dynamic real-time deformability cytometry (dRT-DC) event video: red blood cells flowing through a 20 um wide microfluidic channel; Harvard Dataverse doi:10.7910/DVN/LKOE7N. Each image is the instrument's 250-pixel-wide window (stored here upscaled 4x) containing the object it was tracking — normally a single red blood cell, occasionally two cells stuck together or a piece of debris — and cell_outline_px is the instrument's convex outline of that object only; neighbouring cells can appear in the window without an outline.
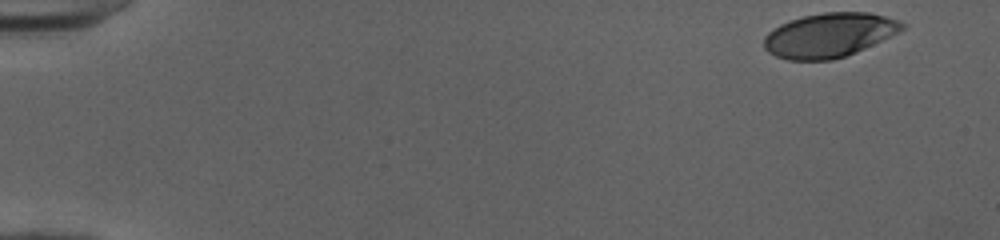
{"species": "human", "species_latin": "Homo sapiens", "temperature_condition": "cold", "stored_images_in_passage": 49, "camera_frame_rate_fps": 3000, "um_per_image_px": 0.085, "donor": {"sex": "female"}, "frame": {"image": 1, "passage_image": 1, "time_ms": 0.0, "image_size_px": [1000, 240], "cell_outline_px": [[908, 24], [900, 32], [864, 48], [844, 56], [832, 60], [788, 60], [776, 56], [768, 52], [764, 48], [764, 36], [768, 32], [780, 24], [788, 20], [804, 16], [824, 12], [868, 12], [900, 20]], "centroid_in_image_um": [70.49, 2.98], "position_along_channel_um": 14.5, "area_um2": 35.66}}
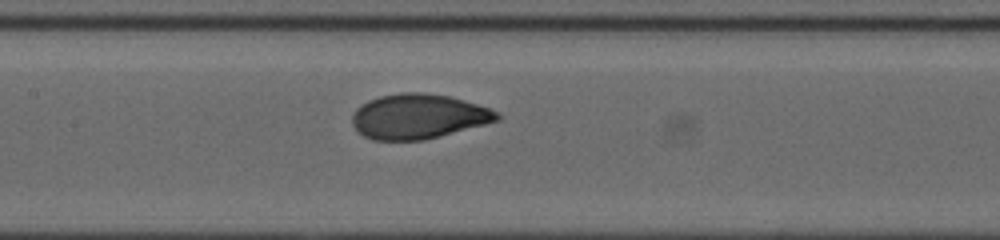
{"frame": {"image": 2, "passage_image": 24, "time_ms": 7.667, "image_size_px": [1000, 240], "cell_outline_px": [[504, 116], [500, 120], [424, 140], [372, 140], [364, 136], [352, 124], [352, 116], [356, 108], [368, 100], [380, 96], [400, 92], [424, 92], [448, 96], [464, 100], [500, 112]], "centroid_in_image_um": [35.57, 9.89], "position_along_channel_um": 171.8, "area_um2": 37.86}}
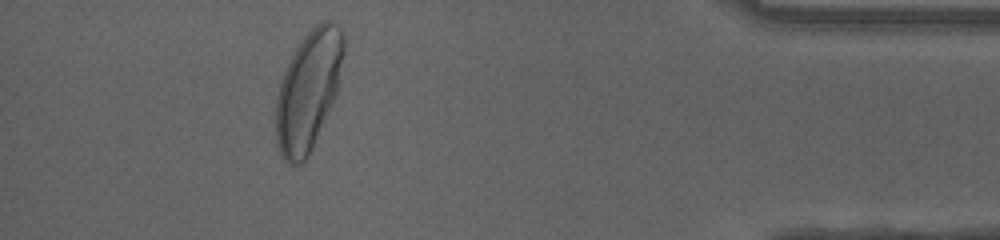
{"frame": {"image": 3, "passage_image": 45, "time_ms": 14.667, "image_size_px": [1000, 240], "cell_outline_px": [[344, 52], [336, 96], [308, 156], [300, 164], [288, 164], [280, 156], [276, 144], [276, 100], [280, 84], [284, 72], [296, 48], [304, 36], [316, 24], [324, 20], [332, 20], [344, 32]], "centroid_in_image_um": [26.21, 7.7], "position_along_channel_um": 409.0, "area_um2": 46.99}, "authors_computed_cell_mechanics": {"area_um2": 37.3388, "velocity_mm_per_s": 3.9919, "shape_relaxation_time_tau1_ms": 2.26, "shape_relaxation_time_tau2_ms": null, "deformation_change_tau1": 0.1636, "deformation_change_tau2": null}}